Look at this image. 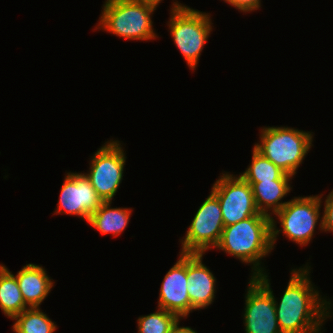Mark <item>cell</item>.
I'll use <instances>...</instances> for the list:
<instances>
[{"mask_svg":"<svg viewBox=\"0 0 333 333\" xmlns=\"http://www.w3.org/2000/svg\"><path fill=\"white\" fill-rule=\"evenodd\" d=\"M201 253H187V290L190 298V312L209 306L215 296L216 279L202 264Z\"/></svg>","mask_w":333,"mask_h":333,"instance_id":"obj_13","label":"cell"},{"mask_svg":"<svg viewBox=\"0 0 333 333\" xmlns=\"http://www.w3.org/2000/svg\"><path fill=\"white\" fill-rule=\"evenodd\" d=\"M224 228L221 207L218 198L211 192L202 203L190 224L181 253H201L215 248ZM211 247V248H210Z\"/></svg>","mask_w":333,"mask_h":333,"instance_id":"obj_9","label":"cell"},{"mask_svg":"<svg viewBox=\"0 0 333 333\" xmlns=\"http://www.w3.org/2000/svg\"><path fill=\"white\" fill-rule=\"evenodd\" d=\"M309 269L308 266L293 269L279 305L274 297L282 333H319L323 321L330 317L331 302L319 297V291L310 281Z\"/></svg>","mask_w":333,"mask_h":333,"instance_id":"obj_1","label":"cell"},{"mask_svg":"<svg viewBox=\"0 0 333 333\" xmlns=\"http://www.w3.org/2000/svg\"><path fill=\"white\" fill-rule=\"evenodd\" d=\"M169 20L170 35L175 45L186 59L187 65L195 69L201 51L212 31L210 16L174 2Z\"/></svg>","mask_w":333,"mask_h":333,"instance_id":"obj_5","label":"cell"},{"mask_svg":"<svg viewBox=\"0 0 333 333\" xmlns=\"http://www.w3.org/2000/svg\"><path fill=\"white\" fill-rule=\"evenodd\" d=\"M103 7L96 30L101 28L130 40L156 38L150 16L156 6L140 0H107Z\"/></svg>","mask_w":333,"mask_h":333,"instance_id":"obj_3","label":"cell"},{"mask_svg":"<svg viewBox=\"0 0 333 333\" xmlns=\"http://www.w3.org/2000/svg\"><path fill=\"white\" fill-rule=\"evenodd\" d=\"M222 175L214 183L211 192L219 200L224 227L255 215H265L258 211L248 182L240 175Z\"/></svg>","mask_w":333,"mask_h":333,"instance_id":"obj_8","label":"cell"},{"mask_svg":"<svg viewBox=\"0 0 333 333\" xmlns=\"http://www.w3.org/2000/svg\"><path fill=\"white\" fill-rule=\"evenodd\" d=\"M24 302L29 308L39 307L47 297L53 283L42 266L26 264L16 275Z\"/></svg>","mask_w":333,"mask_h":333,"instance_id":"obj_14","label":"cell"},{"mask_svg":"<svg viewBox=\"0 0 333 333\" xmlns=\"http://www.w3.org/2000/svg\"><path fill=\"white\" fill-rule=\"evenodd\" d=\"M111 202H103L101 206L90 215L88 223L100 231L101 234L111 233L118 236L127 227L131 209L129 208H110Z\"/></svg>","mask_w":333,"mask_h":333,"instance_id":"obj_16","label":"cell"},{"mask_svg":"<svg viewBox=\"0 0 333 333\" xmlns=\"http://www.w3.org/2000/svg\"><path fill=\"white\" fill-rule=\"evenodd\" d=\"M273 217L255 215L223 228L215 248L237 257L244 263H253V277L263 274L260 260L274 248L277 235Z\"/></svg>","mask_w":333,"mask_h":333,"instance_id":"obj_2","label":"cell"},{"mask_svg":"<svg viewBox=\"0 0 333 333\" xmlns=\"http://www.w3.org/2000/svg\"><path fill=\"white\" fill-rule=\"evenodd\" d=\"M320 196L294 197L275 213L289 240L304 246L310 242L320 219Z\"/></svg>","mask_w":333,"mask_h":333,"instance_id":"obj_10","label":"cell"},{"mask_svg":"<svg viewBox=\"0 0 333 333\" xmlns=\"http://www.w3.org/2000/svg\"><path fill=\"white\" fill-rule=\"evenodd\" d=\"M240 176L246 182L292 179L291 175L286 174L273 162L259 153L255 148H253L251 165Z\"/></svg>","mask_w":333,"mask_h":333,"instance_id":"obj_18","label":"cell"},{"mask_svg":"<svg viewBox=\"0 0 333 333\" xmlns=\"http://www.w3.org/2000/svg\"><path fill=\"white\" fill-rule=\"evenodd\" d=\"M187 282V253H180L179 260L162 281L158 307L176 314L179 318L187 317L190 313Z\"/></svg>","mask_w":333,"mask_h":333,"instance_id":"obj_12","label":"cell"},{"mask_svg":"<svg viewBox=\"0 0 333 333\" xmlns=\"http://www.w3.org/2000/svg\"><path fill=\"white\" fill-rule=\"evenodd\" d=\"M103 203L89 179L83 173H67L61 187L56 214L80 216L89 220Z\"/></svg>","mask_w":333,"mask_h":333,"instance_id":"obj_11","label":"cell"},{"mask_svg":"<svg viewBox=\"0 0 333 333\" xmlns=\"http://www.w3.org/2000/svg\"><path fill=\"white\" fill-rule=\"evenodd\" d=\"M289 181L290 180H271L248 182L251 185L254 201L260 213L271 217V213L268 211L272 209V212L275 214L287 203L280 201L291 190Z\"/></svg>","mask_w":333,"mask_h":333,"instance_id":"obj_15","label":"cell"},{"mask_svg":"<svg viewBox=\"0 0 333 333\" xmlns=\"http://www.w3.org/2000/svg\"><path fill=\"white\" fill-rule=\"evenodd\" d=\"M180 318L158 307L157 312L138 318V333H171Z\"/></svg>","mask_w":333,"mask_h":333,"instance_id":"obj_20","label":"cell"},{"mask_svg":"<svg viewBox=\"0 0 333 333\" xmlns=\"http://www.w3.org/2000/svg\"><path fill=\"white\" fill-rule=\"evenodd\" d=\"M229 5L236 7L242 12H250L259 9L261 0H224Z\"/></svg>","mask_w":333,"mask_h":333,"instance_id":"obj_22","label":"cell"},{"mask_svg":"<svg viewBox=\"0 0 333 333\" xmlns=\"http://www.w3.org/2000/svg\"><path fill=\"white\" fill-rule=\"evenodd\" d=\"M0 308L4 315L13 319L29 307L25 304L16 276L0 265Z\"/></svg>","mask_w":333,"mask_h":333,"instance_id":"obj_17","label":"cell"},{"mask_svg":"<svg viewBox=\"0 0 333 333\" xmlns=\"http://www.w3.org/2000/svg\"><path fill=\"white\" fill-rule=\"evenodd\" d=\"M32 307L25 309L22 313L15 316L13 325L15 333H53L57 326L40 309Z\"/></svg>","mask_w":333,"mask_h":333,"instance_id":"obj_19","label":"cell"},{"mask_svg":"<svg viewBox=\"0 0 333 333\" xmlns=\"http://www.w3.org/2000/svg\"><path fill=\"white\" fill-rule=\"evenodd\" d=\"M268 275L251 276L245 296L246 333H282L278 324L274 295Z\"/></svg>","mask_w":333,"mask_h":333,"instance_id":"obj_6","label":"cell"},{"mask_svg":"<svg viewBox=\"0 0 333 333\" xmlns=\"http://www.w3.org/2000/svg\"><path fill=\"white\" fill-rule=\"evenodd\" d=\"M126 157L119 141H107L91 159L84 173L103 202H112L122 181Z\"/></svg>","mask_w":333,"mask_h":333,"instance_id":"obj_7","label":"cell"},{"mask_svg":"<svg viewBox=\"0 0 333 333\" xmlns=\"http://www.w3.org/2000/svg\"><path fill=\"white\" fill-rule=\"evenodd\" d=\"M319 224L321 230L333 232V190L326 197L324 215L322 216Z\"/></svg>","mask_w":333,"mask_h":333,"instance_id":"obj_21","label":"cell"},{"mask_svg":"<svg viewBox=\"0 0 333 333\" xmlns=\"http://www.w3.org/2000/svg\"><path fill=\"white\" fill-rule=\"evenodd\" d=\"M260 144L254 148L292 177L312 145L310 132L288 127H265L261 130Z\"/></svg>","mask_w":333,"mask_h":333,"instance_id":"obj_4","label":"cell"},{"mask_svg":"<svg viewBox=\"0 0 333 333\" xmlns=\"http://www.w3.org/2000/svg\"><path fill=\"white\" fill-rule=\"evenodd\" d=\"M179 320L172 327L171 333H197L190 327H179Z\"/></svg>","mask_w":333,"mask_h":333,"instance_id":"obj_23","label":"cell"},{"mask_svg":"<svg viewBox=\"0 0 333 333\" xmlns=\"http://www.w3.org/2000/svg\"><path fill=\"white\" fill-rule=\"evenodd\" d=\"M140 1H143L145 3H149V4L154 5V6L157 7V5H159V3H161L160 1H162V0H140Z\"/></svg>","mask_w":333,"mask_h":333,"instance_id":"obj_24","label":"cell"}]
</instances>
